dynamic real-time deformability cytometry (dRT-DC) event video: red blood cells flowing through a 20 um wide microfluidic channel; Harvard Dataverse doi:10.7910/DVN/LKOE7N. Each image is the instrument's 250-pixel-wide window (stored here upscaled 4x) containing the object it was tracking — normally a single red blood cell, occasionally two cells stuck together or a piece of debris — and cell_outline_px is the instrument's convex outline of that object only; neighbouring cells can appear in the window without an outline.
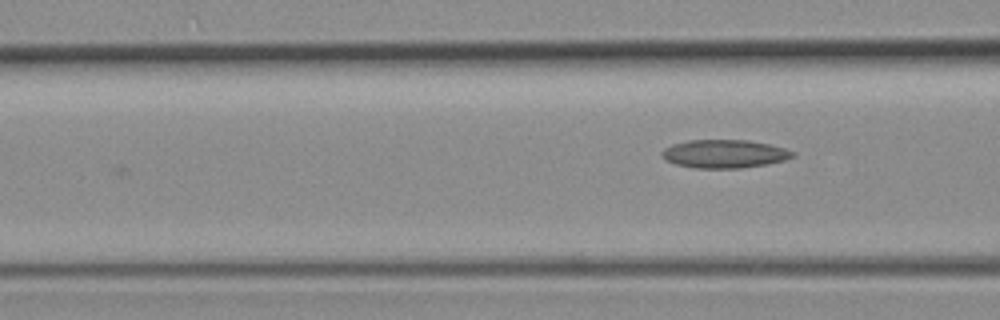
{"species": "common noctule bat (a hibernating species)", "species_latin": "Nyctalus noctula", "temperature_condition": "room temperature", "stored_images_in_passage": 8, "segment_of_instrument_passage": [2, 2], "camera_frame_rate_fps": 3000, "um_per_image_px": 0.085, "animal": {"sex": "female", "body_mass_g": 19.3, "forearm_length_mm": 54.1}, "frame": {"image": 1, "passage_image": 8, "time_ms": 2.333, "image_size_px": [1000, 320], "cell_outline_px": [[796, 156], [784, 160], [768, 164], [740, 168], [692, 168], [676, 164], [664, 160], [660, 156], [660, 152], [664, 148], [672, 144], [688, 140], [748, 140], [768, 144], [784, 148], [796, 152]], "centroid_in_image_um": [61.55, 13.08], "position_along_channel_um": 105.1, "area_um2": 21.79}}